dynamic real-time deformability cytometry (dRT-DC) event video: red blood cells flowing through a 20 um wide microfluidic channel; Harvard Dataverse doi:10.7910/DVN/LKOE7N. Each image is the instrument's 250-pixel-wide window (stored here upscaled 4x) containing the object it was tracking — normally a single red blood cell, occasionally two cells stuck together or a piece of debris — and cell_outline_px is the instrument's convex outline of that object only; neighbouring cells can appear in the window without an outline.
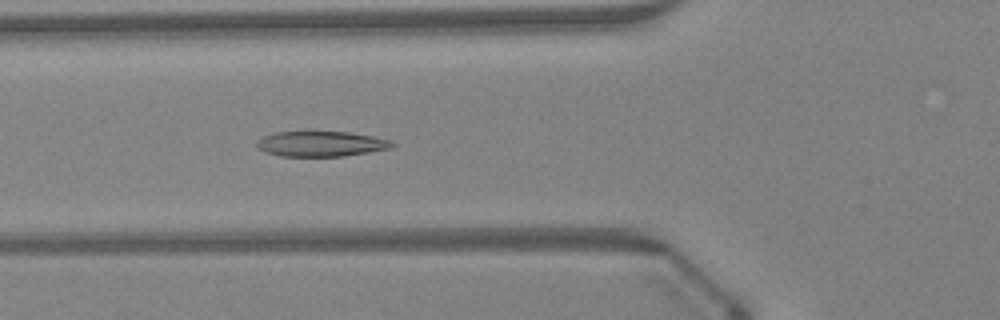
{"species": "Egyptian fruit bat (a non-hibernating species)", "species_latin": "Rousettus aegyptiacus", "temperature_condition": "warm", "stored_images_in_passage": 45, "camera_frame_rate_fps": 3000, "um_per_image_px": 0.085, "animal": {"sex": "female"}, "frame": {"image": 1, "passage_image": 14, "time_ms": 4.333, "image_size_px": [1000, 320], "cell_outline_px": [[396, 144], [392, 148], [344, 156], [280, 156], [256, 148], [256, 140], [264, 136], [276, 132], [348, 132], [372, 136], [392, 140]], "centroid_in_image_um": [27.3, 12.23], "position_along_channel_um": 98.5, "area_um2": 19.88}}
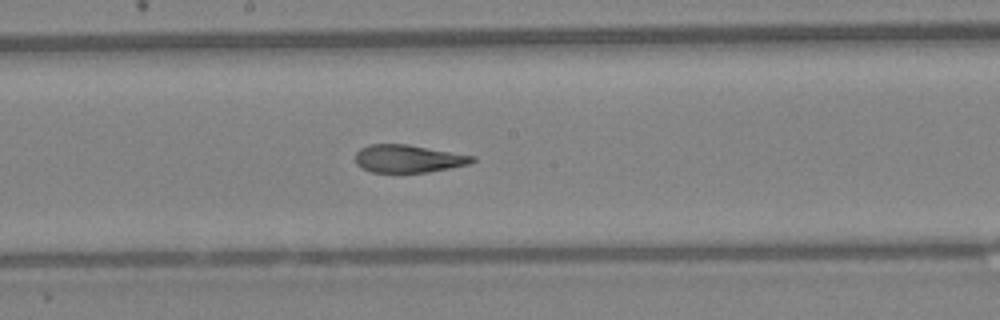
{"frame": {"image": 2, "passage_image": 22, "time_ms": 7.0, "image_size_px": [1000, 320], "cell_outline_px": [[476, 160], [468, 164], [428, 172], [372, 172], [360, 168], [356, 164], [356, 152], [360, 148], [368, 144], [408, 144], [476, 156]], "centroid_in_image_um": [34.68, 13.48], "position_along_channel_um": 213.5, "area_um2": 18.96}}
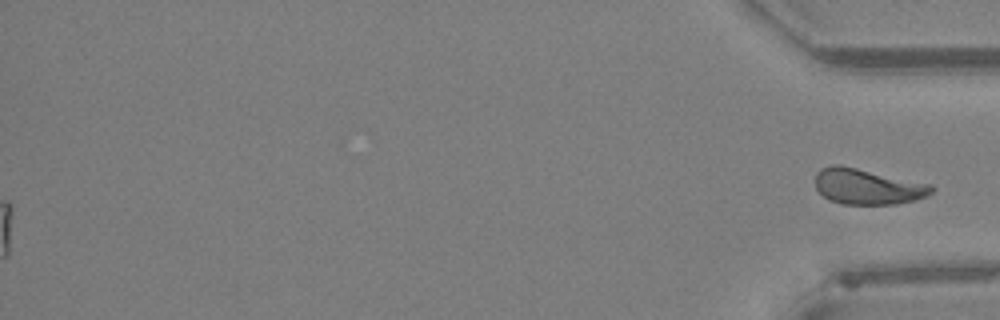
{"frame": {"image": 3, "passage_image": 45, "time_ms": 14.667, "image_size_px": [1000, 320], "cell_outline_px": [[936, 188], [928, 196], [896, 204], [844, 204], [828, 200], [816, 188], [816, 172], [820, 168], [832, 164], [840, 164], [932, 184]], "centroid_in_image_um": [73.74, 15.84], "position_along_channel_um": 361.5, "area_um2": 24.33}}